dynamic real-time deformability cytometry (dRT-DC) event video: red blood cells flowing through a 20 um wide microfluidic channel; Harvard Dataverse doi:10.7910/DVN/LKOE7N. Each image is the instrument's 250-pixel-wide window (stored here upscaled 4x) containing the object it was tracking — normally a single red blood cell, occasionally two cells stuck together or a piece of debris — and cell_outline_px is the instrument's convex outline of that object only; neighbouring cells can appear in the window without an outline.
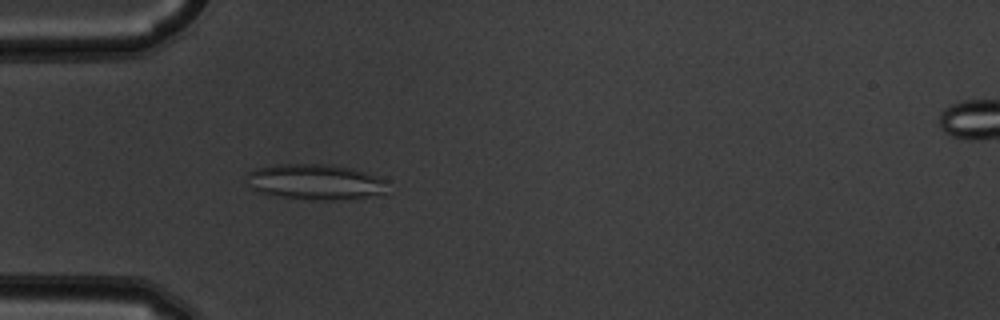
{"species": "common noctule bat (a hibernating species)", "species_latin": "Nyctalus noctula", "temperature_condition": "warm", "stored_images_in_passage": 6, "camera_frame_rate_fps": 3000, "um_per_image_px": 0.085, "animal": {"sex": "male", "body_mass_g": 19.5, "forearm_length_mm": 54.6}, "frame": {"image": 1, "passage_image": 5, "time_ms": 1.333, "image_size_px": [1000, 320], "cell_outline_px": [[388, 180], [384, 196], [332, 200], [304, 200], [280, 196], [260, 192], [252, 188], [244, 176], [248, 172], [256, 168], [280, 164], [328, 164], [352, 168]], "centroid_in_image_um": [26.85, 15.47], "position_along_channel_um": 58.2, "area_um2": 29.59}}